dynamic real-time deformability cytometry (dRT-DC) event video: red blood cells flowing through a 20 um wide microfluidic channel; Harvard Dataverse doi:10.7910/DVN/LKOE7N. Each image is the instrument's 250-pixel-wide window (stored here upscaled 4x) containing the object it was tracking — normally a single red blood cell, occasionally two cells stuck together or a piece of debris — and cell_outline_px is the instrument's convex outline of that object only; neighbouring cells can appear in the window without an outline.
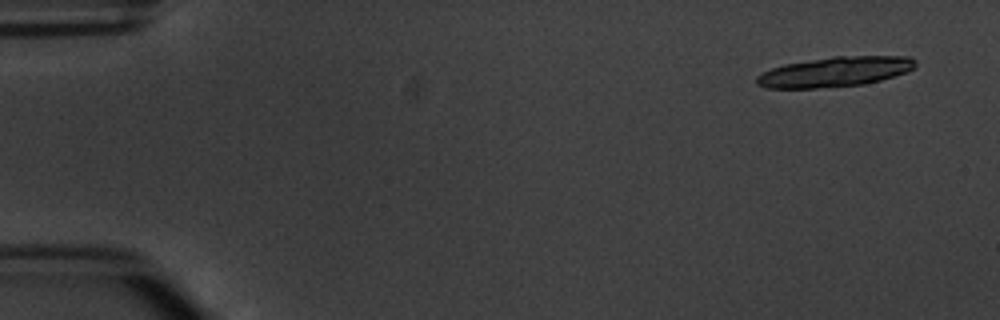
{"species": "common noctule bat (a hibernating species)", "species_latin": "Nyctalus noctula", "temperature_condition": "warm", "stored_images_in_passage": 3, "camera_frame_rate_fps": 3000, "um_per_image_px": 0.085, "animal": {"sex": "male", "body_mass_g": 20.1, "forearm_length_mm": 53.5}, "frame": {"image": 1, "passage_image": 1, "time_ms": 0.0, "image_size_px": [1000, 320], "cell_outline_px": [[916, 68], [908, 72], [880, 80], [864, 84], [816, 88], [764, 88], [756, 84], [756, 76], [772, 68], [784, 64], [832, 56], [908, 56], [916, 60]], "centroid_in_image_um": [70.99, 6.1], "position_along_channel_um": 14.0, "area_um2": 27.8}}